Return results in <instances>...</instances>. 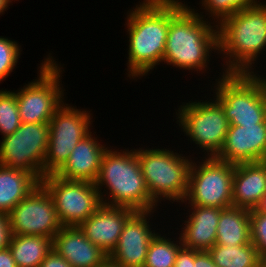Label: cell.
<instances>
[{
  "instance_id": "1",
  "label": "cell",
  "mask_w": 266,
  "mask_h": 267,
  "mask_svg": "<svg viewBox=\"0 0 266 267\" xmlns=\"http://www.w3.org/2000/svg\"><path fill=\"white\" fill-rule=\"evenodd\" d=\"M201 13L185 2L169 0V29L162 62L197 73L208 68L211 52L218 51V26Z\"/></svg>"
},
{
  "instance_id": "2",
  "label": "cell",
  "mask_w": 266,
  "mask_h": 267,
  "mask_svg": "<svg viewBox=\"0 0 266 267\" xmlns=\"http://www.w3.org/2000/svg\"><path fill=\"white\" fill-rule=\"evenodd\" d=\"M127 14L126 74L129 78H141L163 60L169 29V0H143Z\"/></svg>"
},
{
  "instance_id": "3",
  "label": "cell",
  "mask_w": 266,
  "mask_h": 267,
  "mask_svg": "<svg viewBox=\"0 0 266 267\" xmlns=\"http://www.w3.org/2000/svg\"><path fill=\"white\" fill-rule=\"evenodd\" d=\"M266 49V4L260 1L218 25L217 54L225 58L226 74H256L254 61ZM227 55V56H226ZM227 67V68H226ZM253 70V71H252Z\"/></svg>"
},
{
  "instance_id": "4",
  "label": "cell",
  "mask_w": 266,
  "mask_h": 267,
  "mask_svg": "<svg viewBox=\"0 0 266 267\" xmlns=\"http://www.w3.org/2000/svg\"><path fill=\"white\" fill-rule=\"evenodd\" d=\"M113 150L109 148L104 152L99 174L94 182L101 202L111 206L127 207L134 211L156 209L158 204L150 197L136 149L120 150V152ZM103 186L106 189L104 188L102 192Z\"/></svg>"
},
{
  "instance_id": "5",
  "label": "cell",
  "mask_w": 266,
  "mask_h": 267,
  "mask_svg": "<svg viewBox=\"0 0 266 267\" xmlns=\"http://www.w3.org/2000/svg\"><path fill=\"white\" fill-rule=\"evenodd\" d=\"M223 74V75H222ZM215 79L216 99L230 125L266 123V77L259 74H226Z\"/></svg>"
},
{
  "instance_id": "6",
  "label": "cell",
  "mask_w": 266,
  "mask_h": 267,
  "mask_svg": "<svg viewBox=\"0 0 266 267\" xmlns=\"http://www.w3.org/2000/svg\"><path fill=\"white\" fill-rule=\"evenodd\" d=\"M136 153L150 197L156 203H161L162 200L173 201L172 203L175 200L183 202L188 191L189 172L193 160L169 148L141 147L136 149Z\"/></svg>"
},
{
  "instance_id": "7",
  "label": "cell",
  "mask_w": 266,
  "mask_h": 267,
  "mask_svg": "<svg viewBox=\"0 0 266 267\" xmlns=\"http://www.w3.org/2000/svg\"><path fill=\"white\" fill-rule=\"evenodd\" d=\"M56 62L49 53L39 64V77L16 91L21 123H49L64 104L65 89L60 84L63 68Z\"/></svg>"
},
{
  "instance_id": "8",
  "label": "cell",
  "mask_w": 266,
  "mask_h": 267,
  "mask_svg": "<svg viewBox=\"0 0 266 267\" xmlns=\"http://www.w3.org/2000/svg\"><path fill=\"white\" fill-rule=\"evenodd\" d=\"M182 105L176 112L179 127L188 135L190 142L207 152V157L216 156L230 125L221 104L213 98L209 101L183 102Z\"/></svg>"
},
{
  "instance_id": "9",
  "label": "cell",
  "mask_w": 266,
  "mask_h": 267,
  "mask_svg": "<svg viewBox=\"0 0 266 267\" xmlns=\"http://www.w3.org/2000/svg\"><path fill=\"white\" fill-rule=\"evenodd\" d=\"M203 159L201 163L197 161L199 164L192 161L188 191L182 203L219 209L233 206L234 164L215 156H206Z\"/></svg>"
},
{
  "instance_id": "10",
  "label": "cell",
  "mask_w": 266,
  "mask_h": 267,
  "mask_svg": "<svg viewBox=\"0 0 266 267\" xmlns=\"http://www.w3.org/2000/svg\"><path fill=\"white\" fill-rule=\"evenodd\" d=\"M75 108L64 103L49 121V142L43 163V177L55 174L68 160L79 141L91 133L92 114L86 109Z\"/></svg>"
},
{
  "instance_id": "11",
  "label": "cell",
  "mask_w": 266,
  "mask_h": 267,
  "mask_svg": "<svg viewBox=\"0 0 266 267\" xmlns=\"http://www.w3.org/2000/svg\"><path fill=\"white\" fill-rule=\"evenodd\" d=\"M49 142V123H21L19 128L2 137L0 164L31 173L39 182Z\"/></svg>"
},
{
  "instance_id": "12",
  "label": "cell",
  "mask_w": 266,
  "mask_h": 267,
  "mask_svg": "<svg viewBox=\"0 0 266 267\" xmlns=\"http://www.w3.org/2000/svg\"><path fill=\"white\" fill-rule=\"evenodd\" d=\"M40 183L50 194L62 226H79L102 204L94 182L45 175Z\"/></svg>"
},
{
  "instance_id": "13",
  "label": "cell",
  "mask_w": 266,
  "mask_h": 267,
  "mask_svg": "<svg viewBox=\"0 0 266 267\" xmlns=\"http://www.w3.org/2000/svg\"><path fill=\"white\" fill-rule=\"evenodd\" d=\"M12 235H39L54 238L62 224L53 200L40 183L8 213Z\"/></svg>"
},
{
  "instance_id": "14",
  "label": "cell",
  "mask_w": 266,
  "mask_h": 267,
  "mask_svg": "<svg viewBox=\"0 0 266 267\" xmlns=\"http://www.w3.org/2000/svg\"><path fill=\"white\" fill-rule=\"evenodd\" d=\"M155 212L136 211L125 223L117 246L108 256L122 267H143L150 241L156 236L149 217ZM148 218V219H147ZM148 220V221H147Z\"/></svg>"
},
{
  "instance_id": "15",
  "label": "cell",
  "mask_w": 266,
  "mask_h": 267,
  "mask_svg": "<svg viewBox=\"0 0 266 267\" xmlns=\"http://www.w3.org/2000/svg\"><path fill=\"white\" fill-rule=\"evenodd\" d=\"M230 164L266 160V123L229 125L224 144L215 156Z\"/></svg>"
},
{
  "instance_id": "16",
  "label": "cell",
  "mask_w": 266,
  "mask_h": 267,
  "mask_svg": "<svg viewBox=\"0 0 266 267\" xmlns=\"http://www.w3.org/2000/svg\"><path fill=\"white\" fill-rule=\"evenodd\" d=\"M133 209L101 204L78 227L84 235L108 256L117 246L126 221L135 213Z\"/></svg>"
},
{
  "instance_id": "17",
  "label": "cell",
  "mask_w": 266,
  "mask_h": 267,
  "mask_svg": "<svg viewBox=\"0 0 266 267\" xmlns=\"http://www.w3.org/2000/svg\"><path fill=\"white\" fill-rule=\"evenodd\" d=\"M53 249L72 267H96L108 257L78 226H62L53 238Z\"/></svg>"
},
{
  "instance_id": "18",
  "label": "cell",
  "mask_w": 266,
  "mask_h": 267,
  "mask_svg": "<svg viewBox=\"0 0 266 267\" xmlns=\"http://www.w3.org/2000/svg\"><path fill=\"white\" fill-rule=\"evenodd\" d=\"M92 132L75 146L68 160L55 173L65 180L95 182L104 152L109 148L101 145Z\"/></svg>"
},
{
  "instance_id": "19",
  "label": "cell",
  "mask_w": 266,
  "mask_h": 267,
  "mask_svg": "<svg viewBox=\"0 0 266 267\" xmlns=\"http://www.w3.org/2000/svg\"><path fill=\"white\" fill-rule=\"evenodd\" d=\"M232 205L254 210L266 191V160L234 165Z\"/></svg>"
},
{
  "instance_id": "20",
  "label": "cell",
  "mask_w": 266,
  "mask_h": 267,
  "mask_svg": "<svg viewBox=\"0 0 266 267\" xmlns=\"http://www.w3.org/2000/svg\"><path fill=\"white\" fill-rule=\"evenodd\" d=\"M189 214L179 234L184 247L208 251L216 243L218 221L222 209L208 206L187 205ZM192 209V211H191ZM191 212V213H190Z\"/></svg>"
},
{
  "instance_id": "21",
  "label": "cell",
  "mask_w": 266,
  "mask_h": 267,
  "mask_svg": "<svg viewBox=\"0 0 266 267\" xmlns=\"http://www.w3.org/2000/svg\"><path fill=\"white\" fill-rule=\"evenodd\" d=\"M39 184L31 173L0 164V213L8 214Z\"/></svg>"
},
{
  "instance_id": "22",
  "label": "cell",
  "mask_w": 266,
  "mask_h": 267,
  "mask_svg": "<svg viewBox=\"0 0 266 267\" xmlns=\"http://www.w3.org/2000/svg\"><path fill=\"white\" fill-rule=\"evenodd\" d=\"M250 242V210L234 206L223 208L218 221L215 244L231 247Z\"/></svg>"
},
{
  "instance_id": "23",
  "label": "cell",
  "mask_w": 266,
  "mask_h": 267,
  "mask_svg": "<svg viewBox=\"0 0 266 267\" xmlns=\"http://www.w3.org/2000/svg\"><path fill=\"white\" fill-rule=\"evenodd\" d=\"M9 249L17 267H39L53 249V238L12 235Z\"/></svg>"
},
{
  "instance_id": "24",
  "label": "cell",
  "mask_w": 266,
  "mask_h": 267,
  "mask_svg": "<svg viewBox=\"0 0 266 267\" xmlns=\"http://www.w3.org/2000/svg\"><path fill=\"white\" fill-rule=\"evenodd\" d=\"M208 252L218 267H259V253L252 242L231 247L214 244Z\"/></svg>"
},
{
  "instance_id": "25",
  "label": "cell",
  "mask_w": 266,
  "mask_h": 267,
  "mask_svg": "<svg viewBox=\"0 0 266 267\" xmlns=\"http://www.w3.org/2000/svg\"><path fill=\"white\" fill-rule=\"evenodd\" d=\"M178 241L157 233L150 241L143 267H175L179 249L183 246L180 236Z\"/></svg>"
},
{
  "instance_id": "26",
  "label": "cell",
  "mask_w": 266,
  "mask_h": 267,
  "mask_svg": "<svg viewBox=\"0 0 266 267\" xmlns=\"http://www.w3.org/2000/svg\"><path fill=\"white\" fill-rule=\"evenodd\" d=\"M20 125L16 91L0 90V133L11 135Z\"/></svg>"
},
{
  "instance_id": "27",
  "label": "cell",
  "mask_w": 266,
  "mask_h": 267,
  "mask_svg": "<svg viewBox=\"0 0 266 267\" xmlns=\"http://www.w3.org/2000/svg\"><path fill=\"white\" fill-rule=\"evenodd\" d=\"M257 0H202V9L206 10V14L216 21L213 23L218 26L223 20L230 17L234 13L254 6ZM208 12V13H207Z\"/></svg>"
},
{
  "instance_id": "28",
  "label": "cell",
  "mask_w": 266,
  "mask_h": 267,
  "mask_svg": "<svg viewBox=\"0 0 266 267\" xmlns=\"http://www.w3.org/2000/svg\"><path fill=\"white\" fill-rule=\"evenodd\" d=\"M16 41L0 37V82L9 76L16 67L22 51Z\"/></svg>"
},
{
  "instance_id": "29",
  "label": "cell",
  "mask_w": 266,
  "mask_h": 267,
  "mask_svg": "<svg viewBox=\"0 0 266 267\" xmlns=\"http://www.w3.org/2000/svg\"><path fill=\"white\" fill-rule=\"evenodd\" d=\"M251 242L259 255H266V214L250 210Z\"/></svg>"
},
{
  "instance_id": "30",
  "label": "cell",
  "mask_w": 266,
  "mask_h": 267,
  "mask_svg": "<svg viewBox=\"0 0 266 267\" xmlns=\"http://www.w3.org/2000/svg\"><path fill=\"white\" fill-rule=\"evenodd\" d=\"M12 237L8 214L0 213V250L8 248Z\"/></svg>"
},
{
  "instance_id": "31",
  "label": "cell",
  "mask_w": 266,
  "mask_h": 267,
  "mask_svg": "<svg viewBox=\"0 0 266 267\" xmlns=\"http://www.w3.org/2000/svg\"><path fill=\"white\" fill-rule=\"evenodd\" d=\"M175 267H194V249L182 246L177 254Z\"/></svg>"
},
{
  "instance_id": "32",
  "label": "cell",
  "mask_w": 266,
  "mask_h": 267,
  "mask_svg": "<svg viewBox=\"0 0 266 267\" xmlns=\"http://www.w3.org/2000/svg\"><path fill=\"white\" fill-rule=\"evenodd\" d=\"M39 267H72L54 249L45 257Z\"/></svg>"
},
{
  "instance_id": "33",
  "label": "cell",
  "mask_w": 266,
  "mask_h": 267,
  "mask_svg": "<svg viewBox=\"0 0 266 267\" xmlns=\"http://www.w3.org/2000/svg\"><path fill=\"white\" fill-rule=\"evenodd\" d=\"M194 267H218L208 251L194 250Z\"/></svg>"
},
{
  "instance_id": "34",
  "label": "cell",
  "mask_w": 266,
  "mask_h": 267,
  "mask_svg": "<svg viewBox=\"0 0 266 267\" xmlns=\"http://www.w3.org/2000/svg\"><path fill=\"white\" fill-rule=\"evenodd\" d=\"M0 267H17L9 247L0 250Z\"/></svg>"
},
{
  "instance_id": "35",
  "label": "cell",
  "mask_w": 266,
  "mask_h": 267,
  "mask_svg": "<svg viewBox=\"0 0 266 267\" xmlns=\"http://www.w3.org/2000/svg\"><path fill=\"white\" fill-rule=\"evenodd\" d=\"M259 213H265L266 214V191L264 195L261 198V201L259 202L258 206L255 209Z\"/></svg>"
},
{
  "instance_id": "36",
  "label": "cell",
  "mask_w": 266,
  "mask_h": 267,
  "mask_svg": "<svg viewBox=\"0 0 266 267\" xmlns=\"http://www.w3.org/2000/svg\"><path fill=\"white\" fill-rule=\"evenodd\" d=\"M96 267H122V266L118 263H115L109 257H107L99 266Z\"/></svg>"
},
{
  "instance_id": "37",
  "label": "cell",
  "mask_w": 266,
  "mask_h": 267,
  "mask_svg": "<svg viewBox=\"0 0 266 267\" xmlns=\"http://www.w3.org/2000/svg\"><path fill=\"white\" fill-rule=\"evenodd\" d=\"M13 0H0V15H2L6 9L8 10L10 3H12ZM2 13V14H1Z\"/></svg>"
},
{
  "instance_id": "38",
  "label": "cell",
  "mask_w": 266,
  "mask_h": 267,
  "mask_svg": "<svg viewBox=\"0 0 266 267\" xmlns=\"http://www.w3.org/2000/svg\"><path fill=\"white\" fill-rule=\"evenodd\" d=\"M259 267H266V255H259Z\"/></svg>"
}]
</instances>
